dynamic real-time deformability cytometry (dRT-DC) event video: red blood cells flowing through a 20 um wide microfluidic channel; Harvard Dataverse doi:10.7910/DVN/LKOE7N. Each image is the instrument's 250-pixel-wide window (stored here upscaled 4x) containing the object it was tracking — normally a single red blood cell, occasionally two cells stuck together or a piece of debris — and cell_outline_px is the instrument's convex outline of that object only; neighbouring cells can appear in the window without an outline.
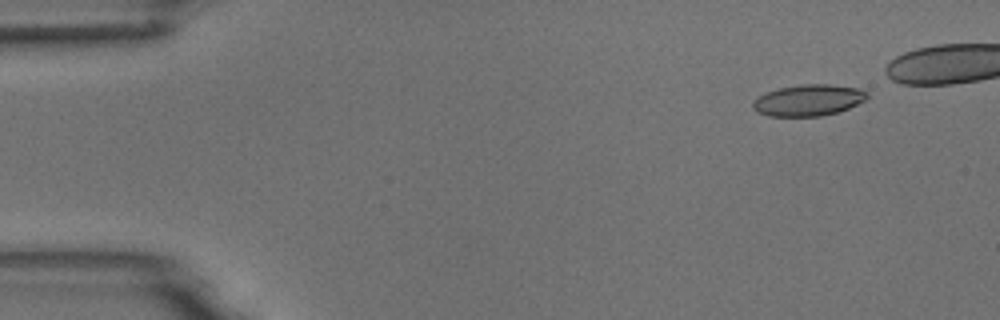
{"species": "common noctule bat (a hibernating species)", "species_latin": "Nyctalus noctula", "temperature_condition": "room temperature", "stored_images_in_passage": 6, "camera_frame_rate_fps": 3000, "um_per_image_px": 0.085, "animal": {"sex": "male", "body_mass_g": 18.8}, "frame": {"image": 1, "passage_image": 2, "time_ms": 0.333, "image_size_px": [1000, 320], "cell_outline_px": [[868, 96], [864, 100], [848, 108], [836, 112], [820, 116], [768, 116], [756, 112], [752, 108], [752, 100], [768, 92], [780, 88], [800, 84], [828, 84], [860, 88], [868, 92]], "centroid_in_image_um": [68.69, 8.52], "position_along_channel_um": 16.3, "area_um2": 20.81}}